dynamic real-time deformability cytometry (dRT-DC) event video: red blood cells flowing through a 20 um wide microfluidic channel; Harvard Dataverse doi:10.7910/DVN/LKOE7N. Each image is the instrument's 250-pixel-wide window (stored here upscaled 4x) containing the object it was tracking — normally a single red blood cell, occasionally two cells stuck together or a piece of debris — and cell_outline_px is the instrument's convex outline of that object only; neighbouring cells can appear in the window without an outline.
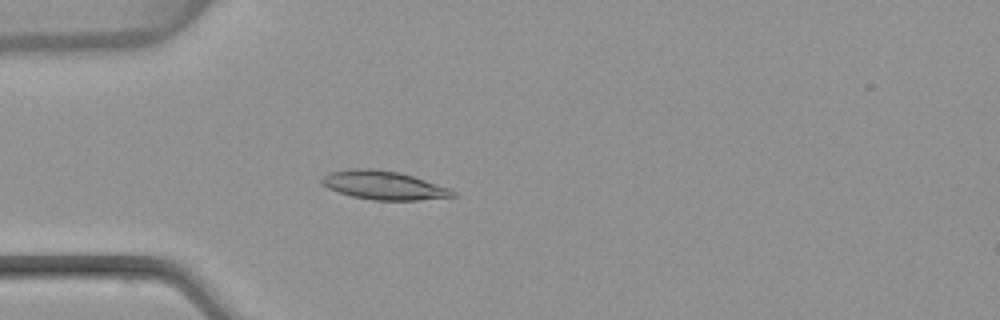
{"species": "common noctule bat (a hibernating species)", "species_latin": "Nyctalus noctula", "temperature_condition": "warm", "stored_images_in_passage": 54, "camera_frame_rate_fps": 3000, "um_per_image_px": 0.085, "animal": {"sex": "female", "body_mass_g": 22.7, "forearm_length_mm": 54.2}, "frame": {"image": 1, "passage_image": 16, "time_ms": 5.0, "image_size_px": [1000, 320], "cell_outline_px": [[460, 196], [416, 200], [372, 200], [352, 196], [328, 188], [320, 184], [320, 180], [328, 172], [352, 168], [372, 168], [400, 172], [452, 188]], "centroid_in_image_um": [32.65, 15.74], "position_along_channel_um": 52.4, "area_um2": 22.14}}
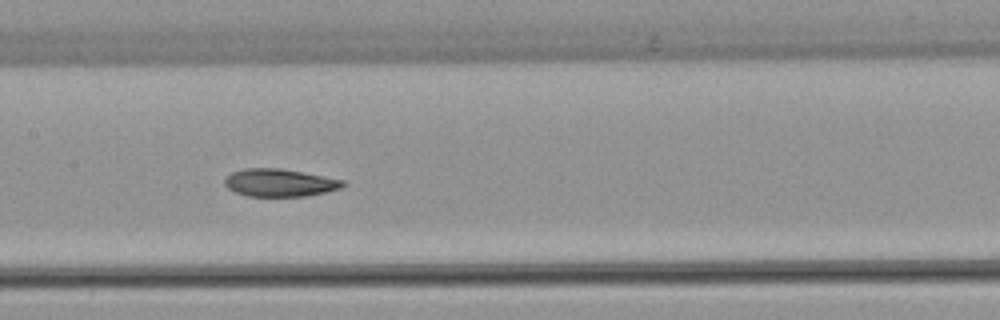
{"frame": {"image": 2, "passage_image": 27, "time_ms": 8.667, "image_size_px": [1000, 320], "cell_outline_px": [[348, 184], [340, 188], [324, 192], [304, 196], [248, 196], [236, 192], [228, 188], [224, 184], [224, 180], [232, 172], [244, 168], [280, 168], [304, 172], [344, 180]], "centroid_in_image_um": [23.78, 15.52], "position_along_channel_um": 183.6, "area_um2": 19.02}}
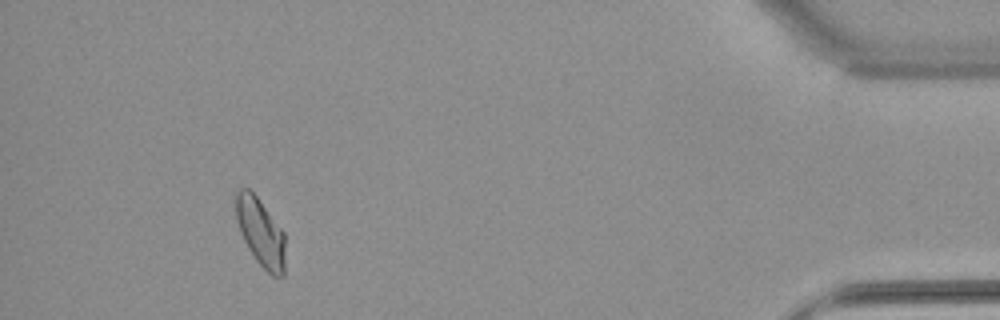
{"frame": {"image": 3, "passage_image": 50, "time_ms": 16.333, "image_size_px": [1000, 320], "cell_outline_px": [[284, 276], [272, 276], [256, 260], [248, 248], [240, 232], [236, 220], [236, 188], [248, 188], [256, 196], [284, 232]], "centroid_in_image_um": [22.13, 19.74], "position_along_channel_um": 413.1, "area_um2": 19.31}, "authors_computed_cell_mechanics": {"area_um2": 20.2011, "velocity_mm_per_s": 3.8327, "shape_relaxation_time_tau1_ms": 10.7416, "shape_relaxation_time_tau2_ms": 2.8974, "deformation_change_tau1": 0.2218, "deformation_change_tau2": 0.0639}}